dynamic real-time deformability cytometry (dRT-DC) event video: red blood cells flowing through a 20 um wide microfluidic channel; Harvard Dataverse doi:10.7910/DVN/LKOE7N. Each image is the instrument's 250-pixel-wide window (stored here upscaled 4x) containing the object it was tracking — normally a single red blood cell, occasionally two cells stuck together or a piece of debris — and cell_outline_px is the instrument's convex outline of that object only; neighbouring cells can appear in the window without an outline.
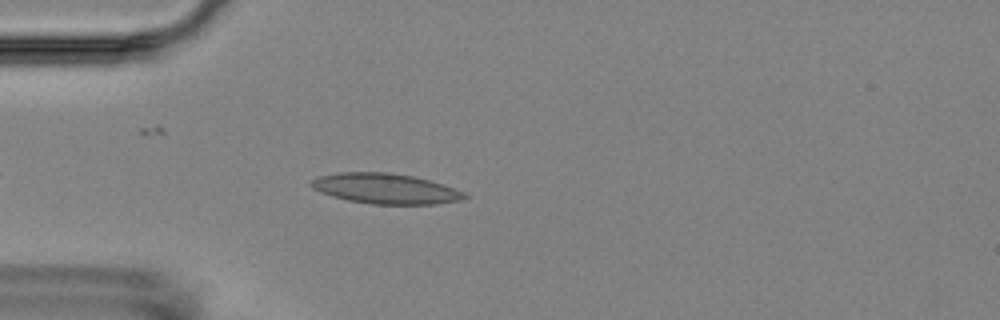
{"species": "Egyptian fruit bat (a non-hibernating species)", "species_latin": "Rousettus aegyptiacus", "temperature_condition": "room temperature", "stored_images_in_passage": 3, "camera_frame_rate_fps": 3000, "um_per_image_px": 0.085, "animal": {"sex": "female"}, "frame": {"image": 1, "passage_image": 3, "time_ms": 2.0, "image_size_px": [1000, 320], "cell_outline_px": [[468, 196], [460, 200], [436, 204], [372, 204], [348, 200], [332, 196], [320, 192], [312, 188], [308, 184], [312, 180], [320, 176], [336, 172], [388, 172], [412, 176], [444, 184], [464, 192]], "centroid_in_image_um": [32.74, 16.03], "position_along_channel_um": 52.3, "area_um2": 27.05}}